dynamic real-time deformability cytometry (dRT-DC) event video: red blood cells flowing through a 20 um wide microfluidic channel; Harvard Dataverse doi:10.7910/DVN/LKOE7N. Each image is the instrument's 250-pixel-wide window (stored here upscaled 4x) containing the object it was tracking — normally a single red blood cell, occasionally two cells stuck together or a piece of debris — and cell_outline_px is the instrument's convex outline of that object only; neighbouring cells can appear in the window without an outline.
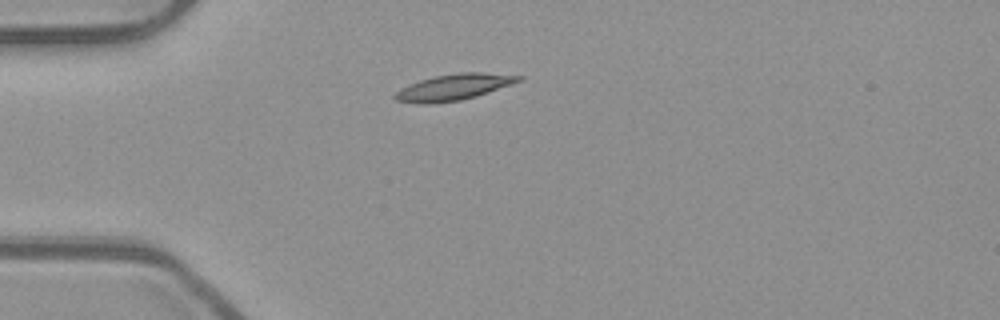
{"species": "common noctule bat (a hibernating species)", "species_latin": "Nyctalus noctula", "temperature_condition": "room temperature", "stored_images_in_passage": 40, "camera_frame_rate_fps": 3000, "um_per_image_px": 0.085, "animal": {"sex": "male", "body_mass_g": 23.1, "forearm_length_mm": 52.7}, "frame": {"image": 1, "passage_image": 1, "time_ms": 0.0, "image_size_px": [1000, 320], "cell_outline_px": [[524, 80], [476, 96], [460, 100], [428, 104], [416, 104], [396, 100], [392, 96], [396, 92], [420, 80], [432, 76], [460, 72], [484, 72], [524, 76]], "centroid_in_image_um": [38.6, 7.4], "position_along_channel_um": 46.4, "area_um2": 18.79}}
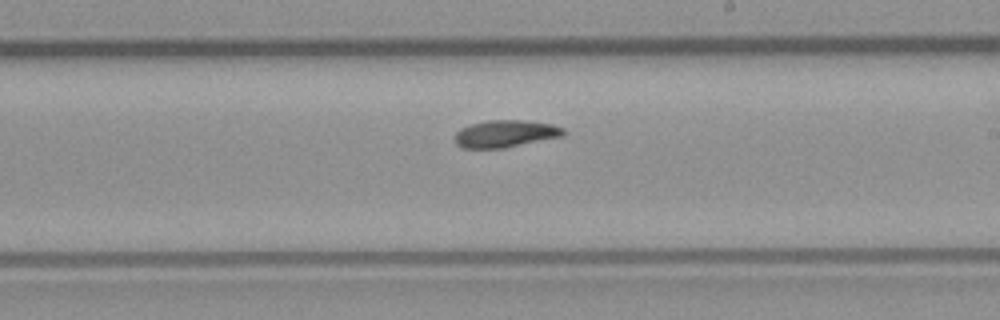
{"frame": {"image": 2, "passage_image": 18, "time_ms": 5.667, "image_size_px": [1000, 320], "cell_outline_px": [[568, 132], [564, 136], [500, 148], [464, 148], [456, 144], [456, 132], [460, 128], [472, 124], [488, 120], [524, 120], [552, 124], [564, 128]], "centroid_in_image_um": [43.0, 11.35], "position_along_channel_um": 246.0, "area_um2": 17.11}}
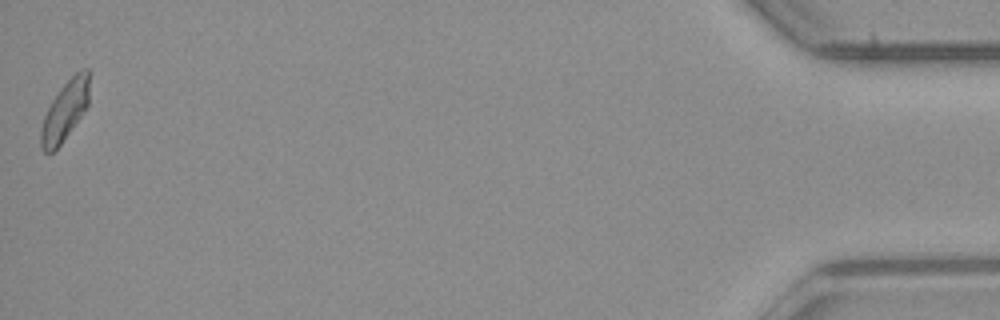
{"frame": {"image": 3, "passage_image": 40, "time_ms": 13.0, "image_size_px": [1000, 320], "cell_outline_px": [[88, 104], [80, 116], [60, 144], [52, 152], [44, 152], [40, 144], [40, 132], [44, 116], [52, 100], [60, 88], [80, 68], [88, 68]], "centroid_in_image_um": [5.5, 9.4], "position_along_channel_um": 429.7, "area_um2": 16.3}, "authors_computed_cell_mechanics": {"area_um2": 17.1955, "velocity_mm_per_s": 3.859, "shape_relaxation_time_tau1_ms": 7.2243, "shape_relaxation_time_tau2_ms": null, "deformation_change_tau1": 0.1569, "deformation_change_tau2": null}}